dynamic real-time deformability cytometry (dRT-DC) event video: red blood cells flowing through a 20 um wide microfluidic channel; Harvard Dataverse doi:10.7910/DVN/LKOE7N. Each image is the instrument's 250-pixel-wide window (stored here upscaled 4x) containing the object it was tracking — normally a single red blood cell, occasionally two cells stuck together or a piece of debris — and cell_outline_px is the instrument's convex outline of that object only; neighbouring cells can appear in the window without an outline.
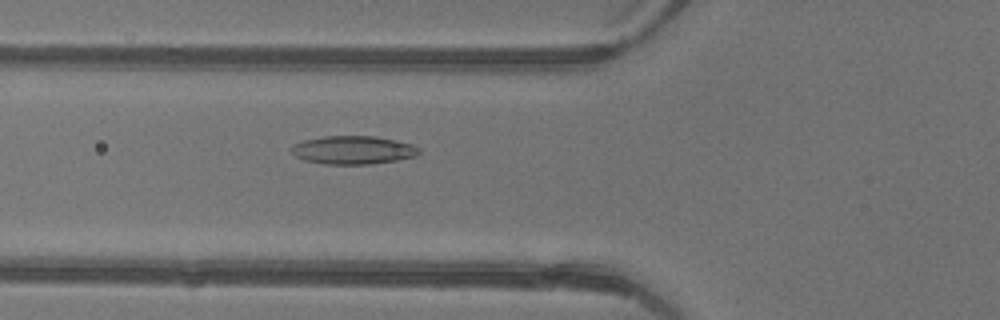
{"species": "common noctule bat (a hibernating species)", "species_latin": "Nyctalus noctula", "temperature_condition": "warm", "stored_images_in_passage": 5, "camera_frame_rate_fps": 3000, "um_per_image_px": 0.085, "animal": {"sex": "female"}, "frame": {"image": 1, "passage_image": 5, "time_ms": 1.333, "image_size_px": [1000, 320], "cell_outline_px": [[420, 152], [416, 156], [396, 160], [368, 164], [324, 164], [304, 160], [296, 156], [288, 148], [292, 144], [304, 140], [324, 136], [372, 136], [396, 140], [412, 144], [420, 148]], "centroid_in_image_um": [29.99, 12.75], "position_along_channel_um": 95.8, "area_um2": 21.1}}